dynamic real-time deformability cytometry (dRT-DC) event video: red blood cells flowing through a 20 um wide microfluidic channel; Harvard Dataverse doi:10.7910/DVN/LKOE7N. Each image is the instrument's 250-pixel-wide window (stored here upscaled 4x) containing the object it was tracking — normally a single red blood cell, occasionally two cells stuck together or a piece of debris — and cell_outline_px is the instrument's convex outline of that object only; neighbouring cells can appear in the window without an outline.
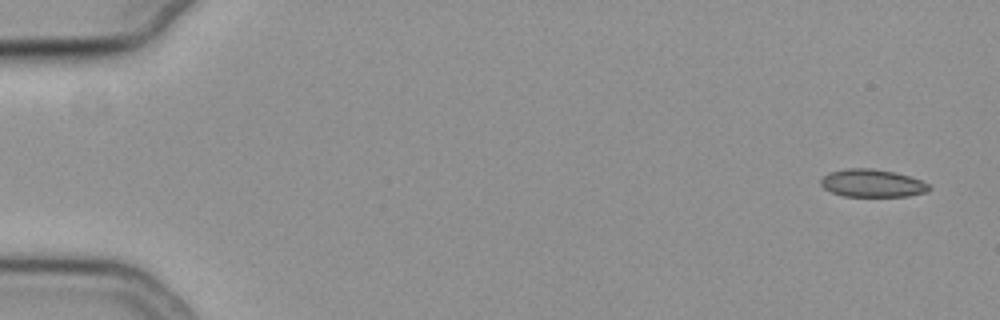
{"species": "common noctule bat (a hibernating species)", "species_latin": "Nyctalus noctula", "temperature_condition": "cold", "stored_images_in_passage": 6, "camera_frame_rate_fps": 3000, "um_per_image_px": 0.085, "animal": {"sex": "female", "body_mass_g": 19.3, "forearm_length_mm": 54.1}, "frame": {"image": 1, "passage_image": 1, "time_ms": 0.0, "image_size_px": [1000, 320], "cell_outline_px": [[932, 188], [928, 192], [908, 196], [844, 196], [832, 192], [824, 188], [820, 184], [820, 180], [828, 172], [848, 168], [872, 168], [892, 172], [908, 176], [920, 180], [928, 184]], "centroid_in_image_um": [74.13, 15.57], "position_along_channel_um": 10.9, "area_um2": 17.46}}